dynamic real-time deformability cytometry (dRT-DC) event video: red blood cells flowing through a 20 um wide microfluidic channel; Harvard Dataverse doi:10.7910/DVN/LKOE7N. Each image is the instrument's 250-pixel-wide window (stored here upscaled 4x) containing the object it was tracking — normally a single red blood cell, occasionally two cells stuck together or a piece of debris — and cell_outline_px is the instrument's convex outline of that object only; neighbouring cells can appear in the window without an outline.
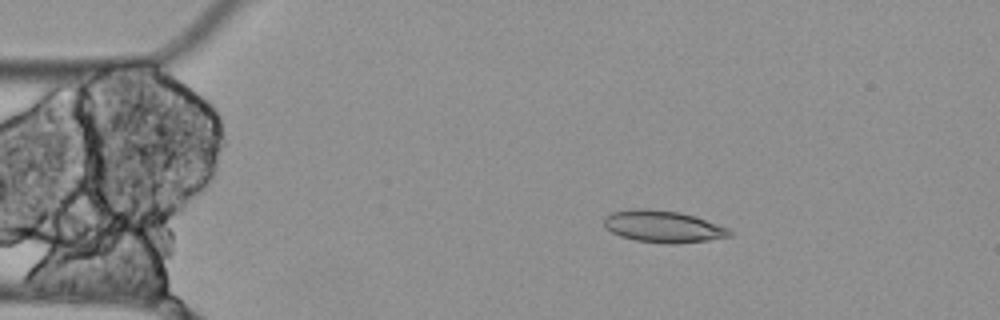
{"species": "Egyptian fruit bat (a non-hibernating species)", "species_latin": "Rousettus aegyptiacus", "temperature_condition": "cold", "stored_images_in_passage": 4, "camera_frame_rate_fps": 3000, "um_per_image_px": 0.085, "animal": {"sex": "female"}, "frame": {"image": 1, "passage_image": 3, "time_ms": 0.667, "image_size_px": [1000, 320], "cell_outline_px": [[732, 236], [708, 240], [676, 244], [636, 240], [620, 236], [612, 232], [604, 224], [604, 216], [612, 212], [632, 208], [644, 208], [680, 212], [728, 228], [732, 232]], "centroid_in_image_um": [56.34, 19.25], "position_along_channel_um": 28.7, "area_um2": 23.06}}